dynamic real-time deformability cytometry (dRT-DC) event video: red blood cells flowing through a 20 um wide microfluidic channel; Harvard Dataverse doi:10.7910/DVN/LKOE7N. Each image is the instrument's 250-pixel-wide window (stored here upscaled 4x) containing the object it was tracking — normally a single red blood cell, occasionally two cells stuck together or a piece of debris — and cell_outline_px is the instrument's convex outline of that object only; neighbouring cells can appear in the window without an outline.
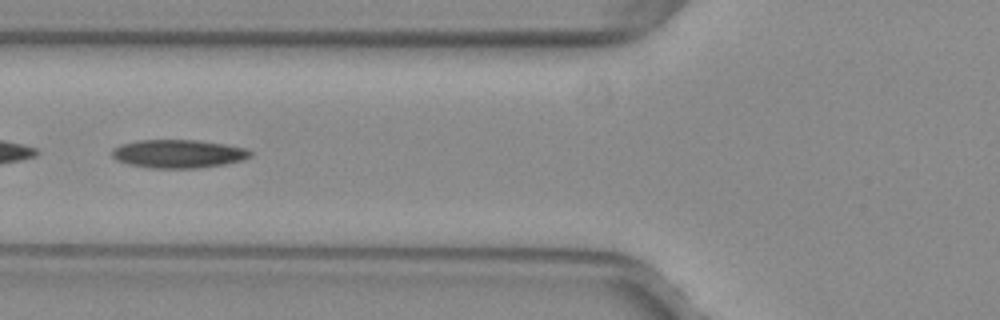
{"species": "common noctule bat (a hibernating species)", "species_latin": "Nyctalus noctula", "temperature_condition": "warm", "stored_images_in_passage": 42, "camera_frame_rate_fps": 3000, "um_per_image_px": 0.085, "animal": {"sex": "female", "body_mass_g": 29.2, "forearm_length_mm": 56.3}, "frame": {"image": 1, "passage_image": 12, "time_ms": 3.667, "image_size_px": [1000, 320], "cell_outline_px": [[252, 156], [244, 160], [224, 164], [196, 168], [148, 168], [128, 164], [116, 160], [112, 156], [112, 148], [120, 144], [140, 140], [196, 140], [224, 144], [244, 148], [252, 152]], "centroid_in_image_um": [15.13, 13.07], "position_along_channel_um": 110.7, "area_um2": 22.89}, "authors_computed_cell_mechanics": {"area_um2": 22.3108, "velocity_mm_per_s": 4.0067, "shape_relaxation_time_tau1_ms": null, "shape_relaxation_time_tau2_ms": 6.9473, "deformation_change_tau1": null, "deformation_change_tau2": 0.1603}}